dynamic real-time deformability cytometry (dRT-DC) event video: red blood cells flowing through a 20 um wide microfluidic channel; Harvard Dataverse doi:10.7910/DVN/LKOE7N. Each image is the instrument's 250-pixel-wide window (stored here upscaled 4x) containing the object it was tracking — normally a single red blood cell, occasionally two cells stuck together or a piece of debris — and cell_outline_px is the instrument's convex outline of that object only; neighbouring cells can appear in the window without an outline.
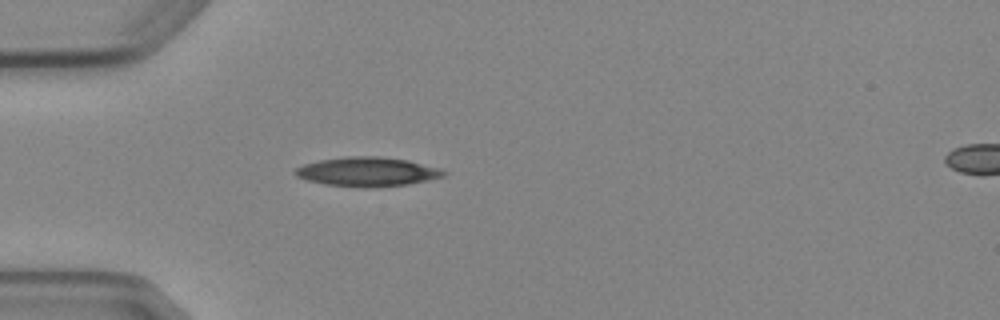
{"species": "Egyptian fruit bat (a non-hibernating species)", "species_latin": "Rousettus aegyptiacus", "temperature_condition": "cold", "stored_images_in_passage": 6, "segment_of_instrument_passage": [1, 2], "camera_frame_rate_fps": 3000, "um_per_image_px": 0.085, "animal": {"sex": "female"}, "frame": {"image": 1, "passage_image": 5, "time_ms": 4.667, "image_size_px": [1000, 320], "cell_outline_px": [[448, 172], [444, 176], [428, 180], [408, 184], [376, 188], [360, 188], [324, 184], [308, 180], [296, 176], [292, 172], [296, 168], [304, 164], [320, 160], [348, 156], [380, 156], [408, 160], [440, 168]], "centroid_in_image_um": [31.23, 14.61], "position_along_channel_um": 53.8, "area_um2": 25.55}}